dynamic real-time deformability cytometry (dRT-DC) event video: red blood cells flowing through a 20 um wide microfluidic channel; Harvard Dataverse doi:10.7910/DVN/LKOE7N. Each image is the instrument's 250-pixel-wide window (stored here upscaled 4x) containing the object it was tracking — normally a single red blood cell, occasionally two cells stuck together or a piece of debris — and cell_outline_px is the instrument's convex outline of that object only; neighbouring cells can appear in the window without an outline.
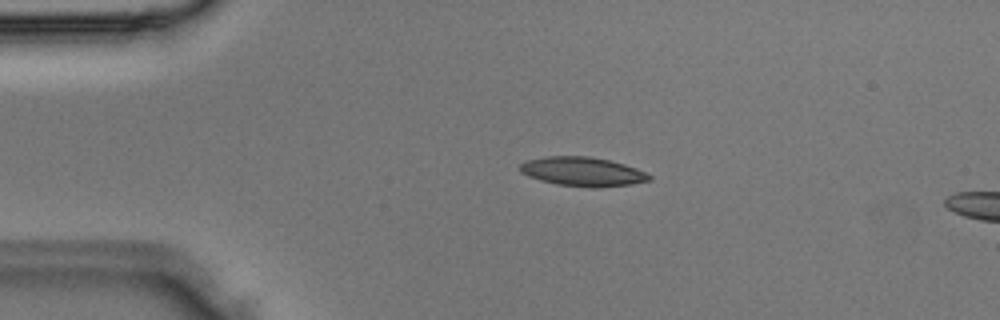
{"species": "Egyptian fruit bat (a non-hibernating species)", "species_latin": "Rousettus aegyptiacus", "temperature_condition": "room temperature", "stored_images_in_passage": 3, "camera_frame_rate_fps": 3000, "um_per_image_px": 0.085, "animal": {"sex": "male"}, "frame": {"image": 1, "passage_image": 2, "time_ms": 0.333, "image_size_px": [1000, 320], "cell_outline_px": [[652, 180], [632, 184], [600, 188], [592, 188], [556, 184], [540, 180], [528, 176], [520, 172], [520, 164], [528, 160], [548, 156], [588, 156], [608, 160], [624, 164], [636, 168], [652, 176]], "centroid_in_image_um": [49.54, 14.6], "position_along_channel_um": 35.5, "area_um2": 21.96}}